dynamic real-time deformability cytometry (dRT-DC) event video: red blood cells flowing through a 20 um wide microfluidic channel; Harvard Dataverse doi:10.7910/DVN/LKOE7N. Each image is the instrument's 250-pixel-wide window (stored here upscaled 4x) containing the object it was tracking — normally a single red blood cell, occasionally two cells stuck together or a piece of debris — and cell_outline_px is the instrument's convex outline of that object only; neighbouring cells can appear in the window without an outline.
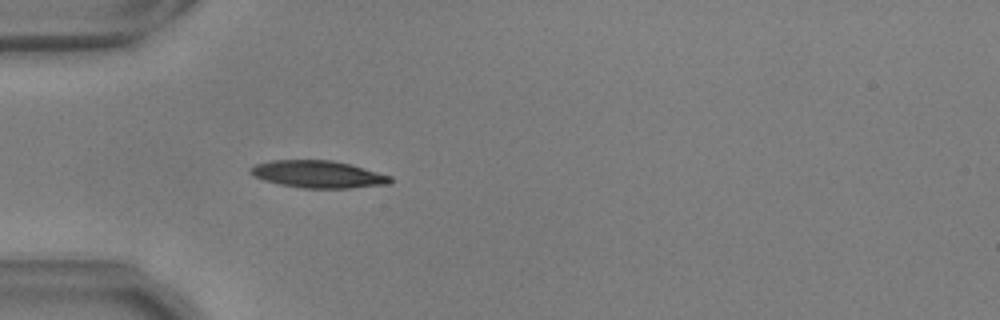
{"species": "common noctule bat (a hibernating species)", "species_latin": "Nyctalus noctula", "temperature_condition": "warm", "stored_images_in_passage": 29, "camera_frame_rate_fps": 3000, "um_per_image_px": 0.085, "animal": {"sex": "male", "body_mass_g": 17.9, "forearm_length_mm": 54.2}, "frame": {"image": 1, "passage_image": 2, "time_ms": 0.333, "image_size_px": [1000, 320], "cell_outline_px": [[392, 180], [388, 184], [348, 188], [300, 188], [280, 184], [264, 180], [252, 176], [248, 172], [248, 168], [256, 164], [272, 160], [332, 160], [348, 164], [392, 176]], "centroid_in_image_um": [26.97, 14.81], "position_along_channel_um": 58.0, "area_um2": 22.14}}
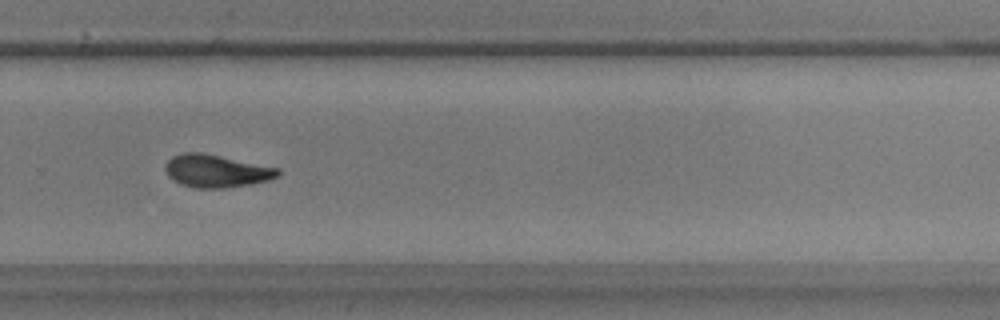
{"frame": {"image": 2, "passage_image": 23, "time_ms": 7.333, "image_size_px": [1000, 320], "cell_outline_px": [[280, 172], [276, 176], [268, 180], [252, 184], [224, 188], [196, 188], [172, 180], [168, 176], [164, 168], [164, 164], [172, 156], [180, 152], [200, 152], [280, 168]], "centroid_in_image_um": [18.35, 14.52], "position_along_channel_um": 311.4, "area_um2": 21.44}}
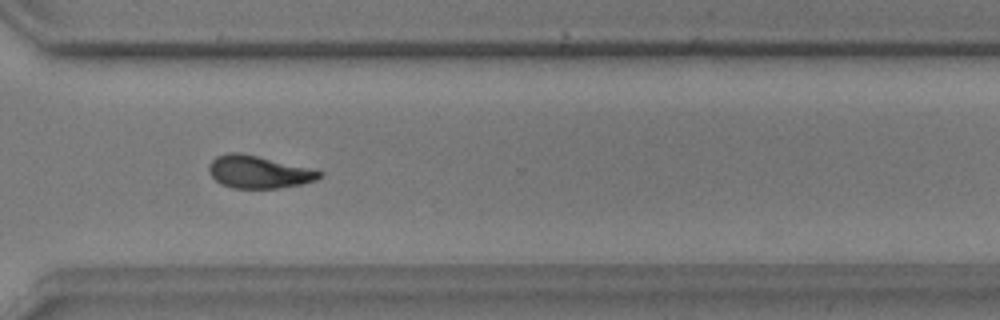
{"frame": {"image": 3, "passage_image": 26, "time_ms": 8.333, "image_size_px": [1000, 320], "cell_outline_px": [[324, 172], [316, 180], [304, 184], [280, 188], [232, 188], [220, 184], [208, 172], [208, 164], [216, 156], [228, 152], [240, 152]], "centroid_in_image_um": [21.93, 14.62], "position_along_channel_um": 348.7, "area_um2": 20.87}}